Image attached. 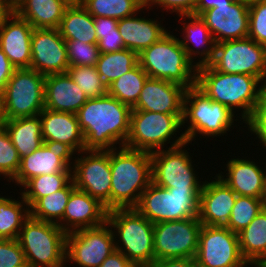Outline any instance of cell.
Returning <instances> with one entry per match:
<instances>
[{
    "label": "cell",
    "instance_id": "16",
    "mask_svg": "<svg viewBox=\"0 0 266 267\" xmlns=\"http://www.w3.org/2000/svg\"><path fill=\"white\" fill-rule=\"evenodd\" d=\"M74 162L72 168V180L75 188L86 192L91 197L98 199L106 209L110 210V150L82 151V154Z\"/></svg>",
    "mask_w": 266,
    "mask_h": 267
},
{
    "label": "cell",
    "instance_id": "36",
    "mask_svg": "<svg viewBox=\"0 0 266 267\" xmlns=\"http://www.w3.org/2000/svg\"><path fill=\"white\" fill-rule=\"evenodd\" d=\"M21 197L22 202L0 196V239H18L24 221L30 216L28 205Z\"/></svg>",
    "mask_w": 266,
    "mask_h": 267
},
{
    "label": "cell",
    "instance_id": "2",
    "mask_svg": "<svg viewBox=\"0 0 266 267\" xmlns=\"http://www.w3.org/2000/svg\"><path fill=\"white\" fill-rule=\"evenodd\" d=\"M263 82L246 74H225L209 64L197 67L196 86L212 101L225 105L233 114L242 109V122L249 125L260 109ZM238 107V108H237Z\"/></svg>",
    "mask_w": 266,
    "mask_h": 267
},
{
    "label": "cell",
    "instance_id": "57",
    "mask_svg": "<svg viewBox=\"0 0 266 267\" xmlns=\"http://www.w3.org/2000/svg\"><path fill=\"white\" fill-rule=\"evenodd\" d=\"M4 122L3 114H2V102H1V96H0V126H2Z\"/></svg>",
    "mask_w": 266,
    "mask_h": 267
},
{
    "label": "cell",
    "instance_id": "39",
    "mask_svg": "<svg viewBox=\"0 0 266 267\" xmlns=\"http://www.w3.org/2000/svg\"><path fill=\"white\" fill-rule=\"evenodd\" d=\"M67 73L87 98H97L107 94L108 86L103 82L95 66L69 67Z\"/></svg>",
    "mask_w": 266,
    "mask_h": 267
},
{
    "label": "cell",
    "instance_id": "27",
    "mask_svg": "<svg viewBox=\"0 0 266 267\" xmlns=\"http://www.w3.org/2000/svg\"><path fill=\"white\" fill-rule=\"evenodd\" d=\"M117 28L123 38L126 49L137 54L159 41L168 33L159 22L144 17H135V14L118 20Z\"/></svg>",
    "mask_w": 266,
    "mask_h": 267
},
{
    "label": "cell",
    "instance_id": "24",
    "mask_svg": "<svg viewBox=\"0 0 266 267\" xmlns=\"http://www.w3.org/2000/svg\"><path fill=\"white\" fill-rule=\"evenodd\" d=\"M33 29L15 11L0 27V48L16 69L30 68Z\"/></svg>",
    "mask_w": 266,
    "mask_h": 267
},
{
    "label": "cell",
    "instance_id": "9",
    "mask_svg": "<svg viewBox=\"0 0 266 267\" xmlns=\"http://www.w3.org/2000/svg\"><path fill=\"white\" fill-rule=\"evenodd\" d=\"M1 102L4 121L39 115L45 108V76L31 68L15 69Z\"/></svg>",
    "mask_w": 266,
    "mask_h": 267
},
{
    "label": "cell",
    "instance_id": "48",
    "mask_svg": "<svg viewBox=\"0 0 266 267\" xmlns=\"http://www.w3.org/2000/svg\"><path fill=\"white\" fill-rule=\"evenodd\" d=\"M99 267H136L118 250L113 251Z\"/></svg>",
    "mask_w": 266,
    "mask_h": 267
},
{
    "label": "cell",
    "instance_id": "4",
    "mask_svg": "<svg viewBox=\"0 0 266 267\" xmlns=\"http://www.w3.org/2000/svg\"><path fill=\"white\" fill-rule=\"evenodd\" d=\"M138 60L149 78L174 82L187 89L196 85L197 67L188 59L179 38L170 32L139 53Z\"/></svg>",
    "mask_w": 266,
    "mask_h": 267
},
{
    "label": "cell",
    "instance_id": "35",
    "mask_svg": "<svg viewBox=\"0 0 266 267\" xmlns=\"http://www.w3.org/2000/svg\"><path fill=\"white\" fill-rule=\"evenodd\" d=\"M138 63V54L125 48L116 52L100 53L95 67L103 82L108 86Z\"/></svg>",
    "mask_w": 266,
    "mask_h": 267
},
{
    "label": "cell",
    "instance_id": "3",
    "mask_svg": "<svg viewBox=\"0 0 266 267\" xmlns=\"http://www.w3.org/2000/svg\"><path fill=\"white\" fill-rule=\"evenodd\" d=\"M119 149L110 150V210L135 208L152 182L151 154L124 146Z\"/></svg>",
    "mask_w": 266,
    "mask_h": 267
},
{
    "label": "cell",
    "instance_id": "29",
    "mask_svg": "<svg viewBox=\"0 0 266 267\" xmlns=\"http://www.w3.org/2000/svg\"><path fill=\"white\" fill-rule=\"evenodd\" d=\"M238 234V241L242 257L249 265L266 267V209L242 229Z\"/></svg>",
    "mask_w": 266,
    "mask_h": 267
},
{
    "label": "cell",
    "instance_id": "19",
    "mask_svg": "<svg viewBox=\"0 0 266 267\" xmlns=\"http://www.w3.org/2000/svg\"><path fill=\"white\" fill-rule=\"evenodd\" d=\"M39 116L44 143L60 146L72 155L85 150L84 136L76 114L44 108Z\"/></svg>",
    "mask_w": 266,
    "mask_h": 267
},
{
    "label": "cell",
    "instance_id": "12",
    "mask_svg": "<svg viewBox=\"0 0 266 267\" xmlns=\"http://www.w3.org/2000/svg\"><path fill=\"white\" fill-rule=\"evenodd\" d=\"M182 117L152 111H132L130 133L124 147L149 153L162 150L172 135L183 128Z\"/></svg>",
    "mask_w": 266,
    "mask_h": 267
},
{
    "label": "cell",
    "instance_id": "33",
    "mask_svg": "<svg viewBox=\"0 0 266 267\" xmlns=\"http://www.w3.org/2000/svg\"><path fill=\"white\" fill-rule=\"evenodd\" d=\"M75 184L71 179L62 189L39 198L30 208V216L45 222L58 224L62 219Z\"/></svg>",
    "mask_w": 266,
    "mask_h": 267
},
{
    "label": "cell",
    "instance_id": "52",
    "mask_svg": "<svg viewBox=\"0 0 266 267\" xmlns=\"http://www.w3.org/2000/svg\"><path fill=\"white\" fill-rule=\"evenodd\" d=\"M14 10L3 0H0V27Z\"/></svg>",
    "mask_w": 266,
    "mask_h": 267
},
{
    "label": "cell",
    "instance_id": "14",
    "mask_svg": "<svg viewBox=\"0 0 266 267\" xmlns=\"http://www.w3.org/2000/svg\"><path fill=\"white\" fill-rule=\"evenodd\" d=\"M114 235L107 221L100 226L67 233L66 262L70 260L79 267H99L116 250Z\"/></svg>",
    "mask_w": 266,
    "mask_h": 267
},
{
    "label": "cell",
    "instance_id": "38",
    "mask_svg": "<svg viewBox=\"0 0 266 267\" xmlns=\"http://www.w3.org/2000/svg\"><path fill=\"white\" fill-rule=\"evenodd\" d=\"M72 179V173L44 174L30 179L23 187L24 201L30 208L39 198L62 189Z\"/></svg>",
    "mask_w": 266,
    "mask_h": 267
},
{
    "label": "cell",
    "instance_id": "56",
    "mask_svg": "<svg viewBox=\"0 0 266 267\" xmlns=\"http://www.w3.org/2000/svg\"><path fill=\"white\" fill-rule=\"evenodd\" d=\"M65 2L67 5H79L81 4L82 0H62Z\"/></svg>",
    "mask_w": 266,
    "mask_h": 267
},
{
    "label": "cell",
    "instance_id": "49",
    "mask_svg": "<svg viewBox=\"0 0 266 267\" xmlns=\"http://www.w3.org/2000/svg\"><path fill=\"white\" fill-rule=\"evenodd\" d=\"M194 259L191 258H172L154 260L151 264L144 267H193Z\"/></svg>",
    "mask_w": 266,
    "mask_h": 267
},
{
    "label": "cell",
    "instance_id": "37",
    "mask_svg": "<svg viewBox=\"0 0 266 267\" xmlns=\"http://www.w3.org/2000/svg\"><path fill=\"white\" fill-rule=\"evenodd\" d=\"M81 5L92 16L116 20L132 16L143 8H150L143 0H82Z\"/></svg>",
    "mask_w": 266,
    "mask_h": 267
},
{
    "label": "cell",
    "instance_id": "40",
    "mask_svg": "<svg viewBox=\"0 0 266 267\" xmlns=\"http://www.w3.org/2000/svg\"><path fill=\"white\" fill-rule=\"evenodd\" d=\"M262 209L261 199L237 195L226 227L232 232L239 233Z\"/></svg>",
    "mask_w": 266,
    "mask_h": 267
},
{
    "label": "cell",
    "instance_id": "47",
    "mask_svg": "<svg viewBox=\"0 0 266 267\" xmlns=\"http://www.w3.org/2000/svg\"><path fill=\"white\" fill-rule=\"evenodd\" d=\"M15 69L7 55L0 48V96L3 94L7 82L13 75Z\"/></svg>",
    "mask_w": 266,
    "mask_h": 267
},
{
    "label": "cell",
    "instance_id": "10",
    "mask_svg": "<svg viewBox=\"0 0 266 267\" xmlns=\"http://www.w3.org/2000/svg\"><path fill=\"white\" fill-rule=\"evenodd\" d=\"M173 142L168 150L150 153L152 182L165 189H202L203 182L196 177L191 157L182 148L189 144L184 133Z\"/></svg>",
    "mask_w": 266,
    "mask_h": 267
},
{
    "label": "cell",
    "instance_id": "26",
    "mask_svg": "<svg viewBox=\"0 0 266 267\" xmlns=\"http://www.w3.org/2000/svg\"><path fill=\"white\" fill-rule=\"evenodd\" d=\"M264 170L250 159L233 158L227 162V178L221 173L218 176L237 195L261 199L266 168Z\"/></svg>",
    "mask_w": 266,
    "mask_h": 267
},
{
    "label": "cell",
    "instance_id": "32",
    "mask_svg": "<svg viewBox=\"0 0 266 267\" xmlns=\"http://www.w3.org/2000/svg\"><path fill=\"white\" fill-rule=\"evenodd\" d=\"M58 30L64 40L98 43L93 16L81 4L66 8Z\"/></svg>",
    "mask_w": 266,
    "mask_h": 267
},
{
    "label": "cell",
    "instance_id": "51",
    "mask_svg": "<svg viewBox=\"0 0 266 267\" xmlns=\"http://www.w3.org/2000/svg\"><path fill=\"white\" fill-rule=\"evenodd\" d=\"M233 1L234 0H199L193 14L200 16L204 11L216 7V4L219 2H233Z\"/></svg>",
    "mask_w": 266,
    "mask_h": 267
},
{
    "label": "cell",
    "instance_id": "6",
    "mask_svg": "<svg viewBox=\"0 0 266 267\" xmlns=\"http://www.w3.org/2000/svg\"><path fill=\"white\" fill-rule=\"evenodd\" d=\"M67 234L56 223L29 216L23 223L18 241L28 267H64Z\"/></svg>",
    "mask_w": 266,
    "mask_h": 267
},
{
    "label": "cell",
    "instance_id": "41",
    "mask_svg": "<svg viewBox=\"0 0 266 267\" xmlns=\"http://www.w3.org/2000/svg\"><path fill=\"white\" fill-rule=\"evenodd\" d=\"M100 53H111L125 49L124 41L117 28L118 20L93 16Z\"/></svg>",
    "mask_w": 266,
    "mask_h": 267
},
{
    "label": "cell",
    "instance_id": "25",
    "mask_svg": "<svg viewBox=\"0 0 266 267\" xmlns=\"http://www.w3.org/2000/svg\"><path fill=\"white\" fill-rule=\"evenodd\" d=\"M87 100L67 72L45 76L46 109L76 114Z\"/></svg>",
    "mask_w": 266,
    "mask_h": 267
},
{
    "label": "cell",
    "instance_id": "23",
    "mask_svg": "<svg viewBox=\"0 0 266 267\" xmlns=\"http://www.w3.org/2000/svg\"><path fill=\"white\" fill-rule=\"evenodd\" d=\"M107 215L108 210L98 199L75 188L69 196L63 219L58 225L67 234L100 226L107 221Z\"/></svg>",
    "mask_w": 266,
    "mask_h": 267
},
{
    "label": "cell",
    "instance_id": "20",
    "mask_svg": "<svg viewBox=\"0 0 266 267\" xmlns=\"http://www.w3.org/2000/svg\"><path fill=\"white\" fill-rule=\"evenodd\" d=\"M186 90L180 84L148 77L132 111L183 115Z\"/></svg>",
    "mask_w": 266,
    "mask_h": 267
},
{
    "label": "cell",
    "instance_id": "43",
    "mask_svg": "<svg viewBox=\"0 0 266 267\" xmlns=\"http://www.w3.org/2000/svg\"><path fill=\"white\" fill-rule=\"evenodd\" d=\"M21 158L6 129L0 126V174L11 180L16 176Z\"/></svg>",
    "mask_w": 266,
    "mask_h": 267
},
{
    "label": "cell",
    "instance_id": "31",
    "mask_svg": "<svg viewBox=\"0 0 266 267\" xmlns=\"http://www.w3.org/2000/svg\"><path fill=\"white\" fill-rule=\"evenodd\" d=\"M6 129L20 158L32 154L44 144L39 115L5 120Z\"/></svg>",
    "mask_w": 266,
    "mask_h": 267
},
{
    "label": "cell",
    "instance_id": "22",
    "mask_svg": "<svg viewBox=\"0 0 266 267\" xmlns=\"http://www.w3.org/2000/svg\"><path fill=\"white\" fill-rule=\"evenodd\" d=\"M216 178L211 182L205 180L199 195L198 219L202 225L226 226L237 197L218 175Z\"/></svg>",
    "mask_w": 266,
    "mask_h": 267
},
{
    "label": "cell",
    "instance_id": "58",
    "mask_svg": "<svg viewBox=\"0 0 266 267\" xmlns=\"http://www.w3.org/2000/svg\"><path fill=\"white\" fill-rule=\"evenodd\" d=\"M242 2L250 5L252 3H255V2H260V1H263V0H241Z\"/></svg>",
    "mask_w": 266,
    "mask_h": 267
},
{
    "label": "cell",
    "instance_id": "5",
    "mask_svg": "<svg viewBox=\"0 0 266 267\" xmlns=\"http://www.w3.org/2000/svg\"><path fill=\"white\" fill-rule=\"evenodd\" d=\"M107 222L116 230H113L114 236L120 239L115 241V249L136 267H144L155 260L154 224L135 208L109 210Z\"/></svg>",
    "mask_w": 266,
    "mask_h": 267
},
{
    "label": "cell",
    "instance_id": "17",
    "mask_svg": "<svg viewBox=\"0 0 266 267\" xmlns=\"http://www.w3.org/2000/svg\"><path fill=\"white\" fill-rule=\"evenodd\" d=\"M200 17L205 21L215 43L248 37L249 5L241 0L219 2Z\"/></svg>",
    "mask_w": 266,
    "mask_h": 267
},
{
    "label": "cell",
    "instance_id": "46",
    "mask_svg": "<svg viewBox=\"0 0 266 267\" xmlns=\"http://www.w3.org/2000/svg\"><path fill=\"white\" fill-rule=\"evenodd\" d=\"M198 2L199 0H148L147 5L151 8L153 4L159 5L165 10L170 9V12H177L178 16H182L193 14Z\"/></svg>",
    "mask_w": 266,
    "mask_h": 267
},
{
    "label": "cell",
    "instance_id": "50",
    "mask_svg": "<svg viewBox=\"0 0 266 267\" xmlns=\"http://www.w3.org/2000/svg\"><path fill=\"white\" fill-rule=\"evenodd\" d=\"M248 126V130L257 135L262 147L266 149V118H254Z\"/></svg>",
    "mask_w": 266,
    "mask_h": 267
},
{
    "label": "cell",
    "instance_id": "42",
    "mask_svg": "<svg viewBox=\"0 0 266 267\" xmlns=\"http://www.w3.org/2000/svg\"><path fill=\"white\" fill-rule=\"evenodd\" d=\"M69 67L96 66L100 51L97 44L85 43L76 39L65 40Z\"/></svg>",
    "mask_w": 266,
    "mask_h": 267
},
{
    "label": "cell",
    "instance_id": "21",
    "mask_svg": "<svg viewBox=\"0 0 266 267\" xmlns=\"http://www.w3.org/2000/svg\"><path fill=\"white\" fill-rule=\"evenodd\" d=\"M72 154L66 149L44 143L32 154L24 156L20 160V167L16 176L12 179L21 187L30 179L53 173H72L70 160ZM71 163V164H70Z\"/></svg>",
    "mask_w": 266,
    "mask_h": 267
},
{
    "label": "cell",
    "instance_id": "34",
    "mask_svg": "<svg viewBox=\"0 0 266 267\" xmlns=\"http://www.w3.org/2000/svg\"><path fill=\"white\" fill-rule=\"evenodd\" d=\"M148 74L138 63L135 67L124 73L108 85L107 93L117 100L133 108L142 91Z\"/></svg>",
    "mask_w": 266,
    "mask_h": 267
},
{
    "label": "cell",
    "instance_id": "44",
    "mask_svg": "<svg viewBox=\"0 0 266 267\" xmlns=\"http://www.w3.org/2000/svg\"><path fill=\"white\" fill-rule=\"evenodd\" d=\"M248 37L266 46V0L249 5Z\"/></svg>",
    "mask_w": 266,
    "mask_h": 267
},
{
    "label": "cell",
    "instance_id": "28",
    "mask_svg": "<svg viewBox=\"0 0 266 267\" xmlns=\"http://www.w3.org/2000/svg\"><path fill=\"white\" fill-rule=\"evenodd\" d=\"M179 17H185L187 18V20H189L190 22L184 23V27L182 28L184 31L183 33V40H180L181 46L184 48V50L186 51V55L188 57V59L193 63V57H198V55L201 57L198 60L199 62H195V66L199 67L202 65H207L211 62L213 56H214V51H215V40L211 34V32L209 31L208 27L206 26L205 21L199 16V15H194V14H190V15H182ZM185 34V35H184ZM192 43L194 46L196 47H200L203 49L204 45L206 47H204L203 50L201 49H195L194 47L192 48V46L190 47L189 43ZM210 45V46H209ZM196 50V51H195ZM196 54V55H195Z\"/></svg>",
    "mask_w": 266,
    "mask_h": 267
},
{
    "label": "cell",
    "instance_id": "59",
    "mask_svg": "<svg viewBox=\"0 0 266 267\" xmlns=\"http://www.w3.org/2000/svg\"><path fill=\"white\" fill-rule=\"evenodd\" d=\"M193 267H207L202 264H199L195 259H194V266Z\"/></svg>",
    "mask_w": 266,
    "mask_h": 267
},
{
    "label": "cell",
    "instance_id": "8",
    "mask_svg": "<svg viewBox=\"0 0 266 267\" xmlns=\"http://www.w3.org/2000/svg\"><path fill=\"white\" fill-rule=\"evenodd\" d=\"M234 114L223 104L212 101L196 85L185 92L182 124L190 121L183 133L187 142L197 134L221 136L234 125Z\"/></svg>",
    "mask_w": 266,
    "mask_h": 267
},
{
    "label": "cell",
    "instance_id": "55",
    "mask_svg": "<svg viewBox=\"0 0 266 267\" xmlns=\"http://www.w3.org/2000/svg\"><path fill=\"white\" fill-rule=\"evenodd\" d=\"M261 201H262L263 208L266 209V176H265V179H264V185H263V192H262V196H261Z\"/></svg>",
    "mask_w": 266,
    "mask_h": 267
},
{
    "label": "cell",
    "instance_id": "45",
    "mask_svg": "<svg viewBox=\"0 0 266 267\" xmlns=\"http://www.w3.org/2000/svg\"><path fill=\"white\" fill-rule=\"evenodd\" d=\"M0 267H28L18 239H0Z\"/></svg>",
    "mask_w": 266,
    "mask_h": 267
},
{
    "label": "cell",
    "instance_id": "1",
    "mask_svg": "<svg viewBox=\"0 0 266 267\" xmlns=\"http://www.w3.org/2000/svg\"><path fill=\"white\" fill-rule=\"evenodd\" d=\"M132 108L115 97L88 98L76 113L85 141V151H108L125 146L130 133ZM114 146V147H113Z\"/></svg>",
    "mask_w": 266,
    "mask_h": 267
},
{
    "label": "cell",
    "instance_id": "7",
    "mask_svg": "<svg viewBox=\"0 0 266 267\" xmlns=\"http://www.w3.org/2000/svg\"><path fill=\"white\" fill-rule=\"evenodd\" d=\"M201 190L165 189L151 182L135 209L153 224L198 217Z\"/></svg>",
    "mask_w": 266,
    "mask_h": 267
},
{
    "label": "cell",
    "instance_id": "30",
    "mask_svg": "<svg viewBox=\"0 0 266 267\" xmlns=\"http://www.w3.org/2000/svg\"><path fill=\"white\" fill-rule=\"evenodd\" d=\"M68 6L62 0H23L14 11L33 28L58 29Z\"/></svg>",
    "mask_w": 266,
    "mask_h": 267
},
{
    "label": "cell",
    "instance_id": "15",
    "mask_svg": "<svg viewBox=\"0 0 266 267\" xmlns=\"http://www.w3.org/2000/svg\"><path fill=\"white\" fill-rule=\"evenodd\" d=\"M195 260L207 267H245L238 234L226 226L202 225Z\"/></svg>",
    "mask_w": 266,
    "mask_h": 267
},
{
    "label": "cell",
    "instance_id": "18",
    "mask_svg": "<svg viewBox=\"0 0 266 267\" xmlns=\"http://www.w3.org/2000/svg\"><path fill=\"white\" fill-rule=\"evenodd\" d=\"M30 68L44 76L67 72L69 61L66 43L58 29H33Z\"/></svg>",
    "mask_w": 266,
    "mask_h": 267
},
{
    "label": "cell",
    "instance_id": "13",
    "mask_svg": "<svg viewBox=\"0 0 266 267\" xmlns=\"http://www.w3.org/2000/svg\"><path fill=\"white\" fill-rule=\"evenodd\" d=\"M202 224L198 217L154 224L155 260L195 259Z\"/></svg>",
    "mask_w": 266,
    "mask_h": 267
},
{
    "label": "cell",
    "instance_id": "54",
    "mask_svg": "<svg viewBox=\"0 0 266 267\" xmlns=\"http://www.w3.org/2000/svg\"><path fill=\"white\" fill-rule=\"evenodd\" d=\"M5 1L13 10L17 8V6L23 1V0H3Z\"/></svg>",
    "mask_w": 266,
    "mask_h": 267
},
{
    "label": "cell",
    "instance_id": "53",
    "mask_svg": "<svg viewBox=\"0 0 266 267\" xmlns=\"http://www.w3.org/2000/svg\"><path fill=\"white\" fill-rule=\"evenodd\" d=\"M255 118H266V81L262 85L261 105Z\"/></svg>",
    "mask_w": 266,
    "mask_h": 267
},
{
    "label": "cell",
    "instance_id": "11",
    "mask_svg": "<svg viewBox=\"0 0 266 267\" xmlns=\"http://www.w3.org/2000/svg\"><path fill=\"white\" fill-rule=\"evenodd\" d=\"M209 65L225 74H246L266 81V46L253 39L216 43L214 56Z\"/></svg>",
    "mask_w": 266,
    "mask_h": 267
}]
</instances>
